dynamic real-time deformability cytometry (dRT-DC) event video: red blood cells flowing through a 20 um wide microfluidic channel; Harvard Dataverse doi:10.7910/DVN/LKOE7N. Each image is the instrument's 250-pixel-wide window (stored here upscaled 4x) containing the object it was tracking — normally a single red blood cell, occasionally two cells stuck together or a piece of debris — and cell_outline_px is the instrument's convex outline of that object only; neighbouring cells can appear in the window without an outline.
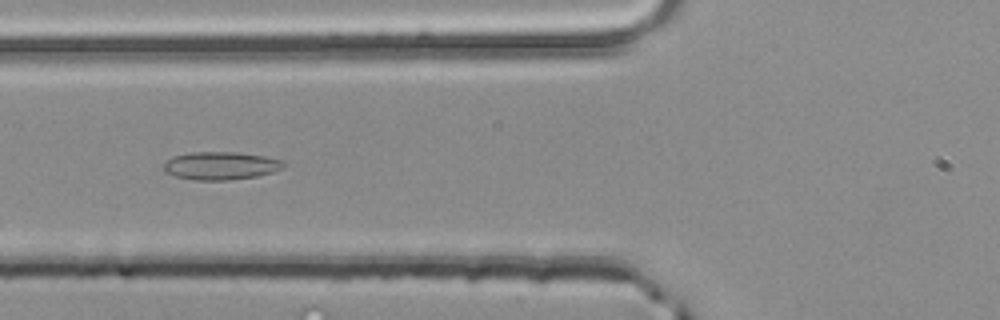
{"species": "common noctule bat (a hibernating species)", "species_latin": "Nyctalus noctula", "temperature_condition": "room temperature", "stored_images_in_passage": 51, "camera_frame_rate_fps": 3000, "um_per_image_px": 0.085, "animal": {"sex": "male", "body_mass_g": 20.4}, "frame": {"image": 1, "passage_image": 20, "time_ms": 6.333, "image_size_px": [1000, 320], "cell_outline_px": [[284, 168], [272, 172], [256, 176], [228, 180], [192, 180], [176, 176], [164, 172], [164, 164], [172, 156], [188, 152], [236, 152], [264, 156], [280, 160], [284, 164]], "centroid_in_image_um": [18.72, 14.08], "position_along_channel_um": 107.1, "area_um2": 19.48}}
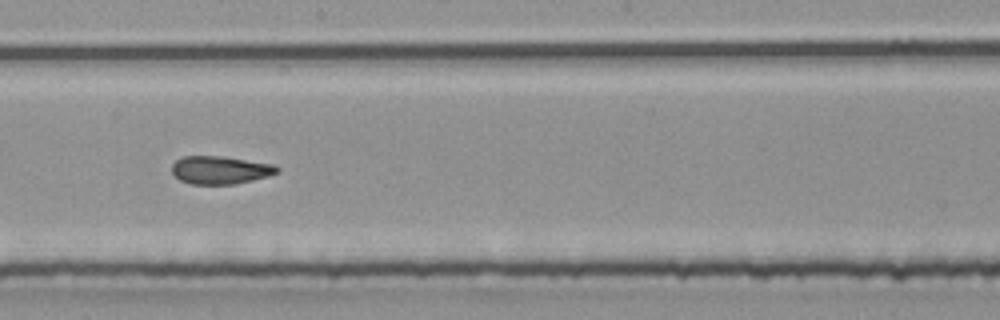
{"frame": {"image": 2, "passage_image": 29, "time_ms": 9.333, "image_size_px": [1000, 320], "cell_outline_px": [[280, 172], [268, 176], [236, 184], [192, 184], [180, 180], [172, 172], [172, 164], [180, 156], [220, 156], [272, 164], [280, 168]], "centroid_in_image_um": [18.71, 14.45], "position_along_channel_um": 229.5, "area_um2": 17.11}}
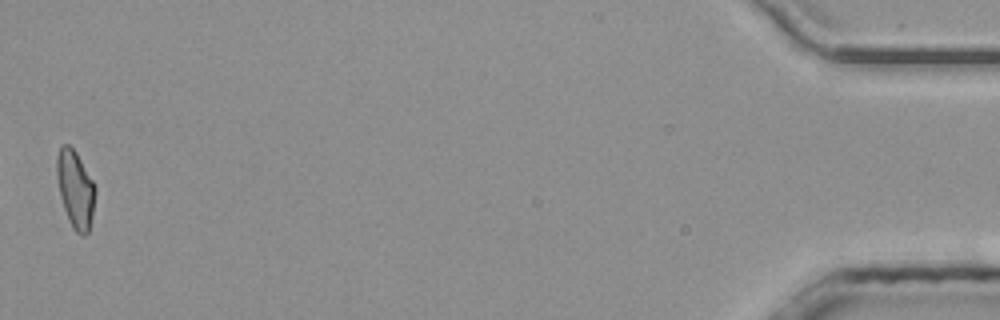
{"frame": {"image": 3, "passage_image": 51, "time_ms": 16.667, "image_size_px": [1000, 320], "cell_outline_px": [[96, 192], [88, 232], [84, 236], [80, 236], [72, 228], [64, 208], [60, 196], [56, 176], [56, 156], [60, 144], [68, 144], [76, 152], [92, 180], [96, 188]], "centroid_in_image_um": [6.38, 16.06], "position_along_channel_um": 428.8, "area_um2": 17.34}, "authors_computed_cell_mechanics": {"area_um2": 17.629, "velocity_mm_per_s": 4.0737, "shape_relaxation_time_tau1_ms": null, "shape_relaxation_time_tau2_ms": 2.9704, "deformation_change_tau1": null, "deformation_change_tau2": 0.106}}